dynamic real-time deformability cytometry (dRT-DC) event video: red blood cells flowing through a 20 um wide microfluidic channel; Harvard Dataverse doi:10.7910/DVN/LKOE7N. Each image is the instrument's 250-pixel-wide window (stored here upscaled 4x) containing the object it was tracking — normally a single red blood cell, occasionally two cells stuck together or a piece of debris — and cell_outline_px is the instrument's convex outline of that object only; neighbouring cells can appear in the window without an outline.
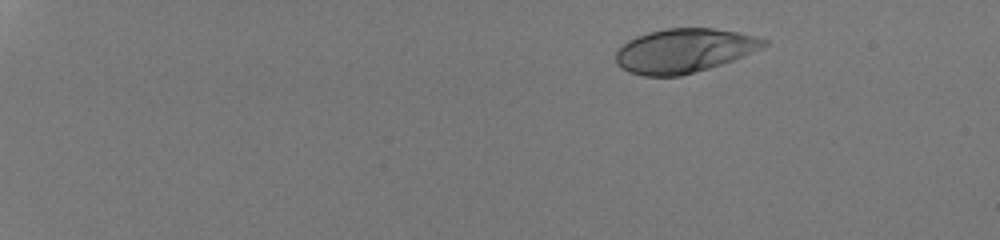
{"species": "human", "species_latin": "Homo sapiens", "temperature_condition": "room temperature", "stored_images_in_passage": 45, "camera_frame_rate_fps": 3000, "um_per_image_px": 0.085, "donor": {"sex": "male"}, "frame": {"image": 1, "passage_image": 1, "time_ms": 0.0, "image_size_px": [1000, 240], "cell_outline_px": [[768, 44], [760, 48], [732, 60], [708, 68], [680, 76], [644, 76], [628, 72], [620, 68], [616, 64], [616, 52], [628, 40], [636, 36], [648, 32], [664, 28], [712, 28], [740, 32], [756, 36], [768, 40]], "centroid_in_image_um": [58.12, 4.3], "position_along_channel_um": 26.9, "area_um2": 37.92}}
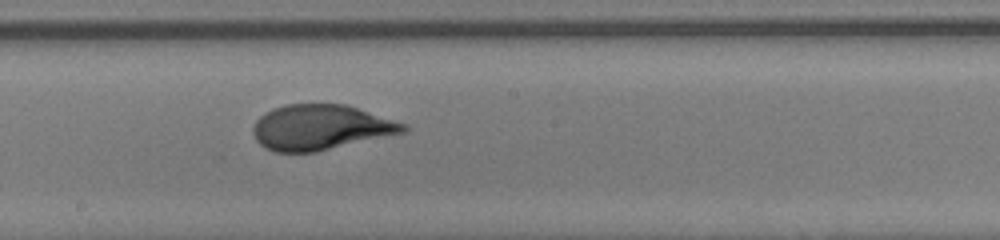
{"frame": {"image": 2, "passage_image": 26, "time_ms": 8.333, "image_size_px": [1000, 240], "cell_outline_px": [[408, 132], [316, 152], [276, 152], [264, 148], [256, 140], [252, 132], [252, 128], [256, 120], [260, 116], [272, 108], [288, 104], [344, 104], [408, 124]], "centroid_in_image_um": [27.27, 10.83], "position_along_channel_um": 220.9, "area_um2": 39.82}}
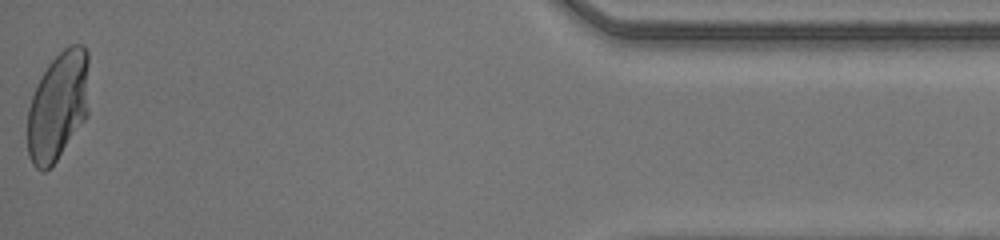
{"frame": {"image": 3, "passage_image": 45, "time_ms": 14.667, "image_size_px": [1000, 240], "cell_outline_px": [[88, 116], [56, 160], [44, 172], [40, 172], [32, 164], [28, 156], [28, 108], [36, 84], [48, 64], [68, 44], [84, 44], [88, 52]], "centroid_in_image_um": [4.94, 8.99], "position_along_channel_um": 430.3, "area_um2": 39.36}, "authors_computed_cell_mechanics": {"area_um2": 39.1884, "velocity_mm_per_s": 4.2376, "shape_relaxation_time_tau1_ms": 5.2796, "shape_relaxation_time_tau2_ms": null, "deformation_change_tau1": 0.2487, "deformation_change_tau2": null}}